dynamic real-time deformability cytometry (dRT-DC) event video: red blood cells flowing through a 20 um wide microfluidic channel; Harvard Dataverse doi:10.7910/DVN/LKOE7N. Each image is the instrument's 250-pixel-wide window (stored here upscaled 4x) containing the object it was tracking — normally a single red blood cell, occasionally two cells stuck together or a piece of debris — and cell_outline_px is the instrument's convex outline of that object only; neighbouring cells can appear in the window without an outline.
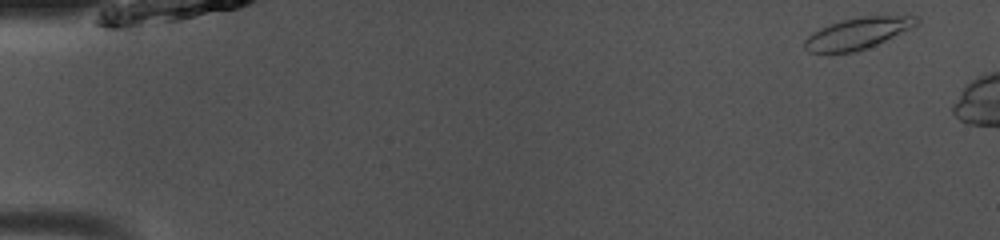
{"species": "common noctule bat (a hibernating species)", "species_latin": "Nyctalus noctula", "temperature_condition": "room temperature", "stored_images_in_passage": 9, "camera_frame_rate_fps": 3000, "um_per_image_px": 0.085, "animal": {"sex": "male", "body_mass_g": 13.0, "forearm_length_mm": 53.1}, "frame": {"image": 1, "passage_image": 1, "time_ms": 0.0, "image_size_px": [1000, 240], "cell_outline_px": [[920, 24], [912, 28], [856, 52], [808, 52], [804, 48], [804, 40], [812, 32], [820, 28], [844, 20], [860, 16], [920, 16]], "centroid_in_image_um": [72.92, 2.82], "position_along_channel_um": 12.1, "area_um2": 20.17}}